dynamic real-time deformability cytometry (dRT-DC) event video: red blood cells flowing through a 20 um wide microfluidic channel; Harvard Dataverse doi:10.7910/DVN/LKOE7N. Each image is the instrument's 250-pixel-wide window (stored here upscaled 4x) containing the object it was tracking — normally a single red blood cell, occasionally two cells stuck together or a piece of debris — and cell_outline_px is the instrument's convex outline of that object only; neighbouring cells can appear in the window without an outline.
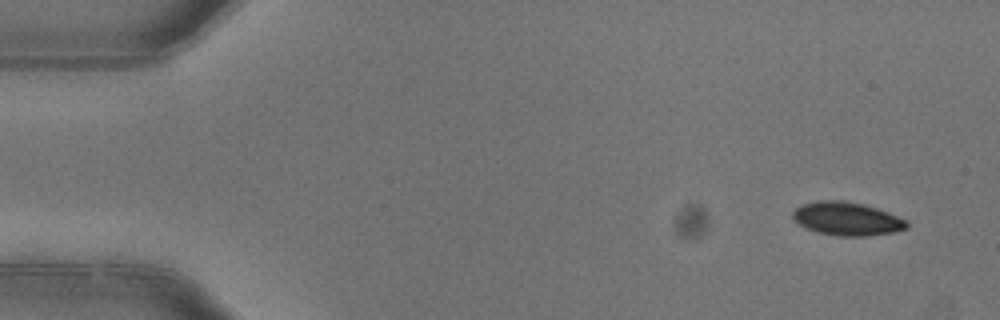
{"species": "common noctule bat (a hibernating species)", "species_latin": "Nyctalus noctula", "temperature_condition": "warm", "stored_images_in_passage": 3, "camera_frame_rate_fps": 3000, "um_per_image_px": 0.085, "animal": {"sex": "female"}, "frame": {"image": 1, "passage_image": 1, "time_ms": 0.0, "image_size_px": [1000, 320], "cell_outline_px": [[908, 228], [896, 232], [868, 236], [840, 236], [820, 232], [804, 228], [796, 224], [792, 220], [792, 212], [800, 204], [820, 200], [844, 200], [864, 204], [888, 212], [904, 220], [908, 224]], "centroid_in_image_um": [71.94, 18.59], "position_along_channel_um": 13.1, "area_um2": 22.37}}